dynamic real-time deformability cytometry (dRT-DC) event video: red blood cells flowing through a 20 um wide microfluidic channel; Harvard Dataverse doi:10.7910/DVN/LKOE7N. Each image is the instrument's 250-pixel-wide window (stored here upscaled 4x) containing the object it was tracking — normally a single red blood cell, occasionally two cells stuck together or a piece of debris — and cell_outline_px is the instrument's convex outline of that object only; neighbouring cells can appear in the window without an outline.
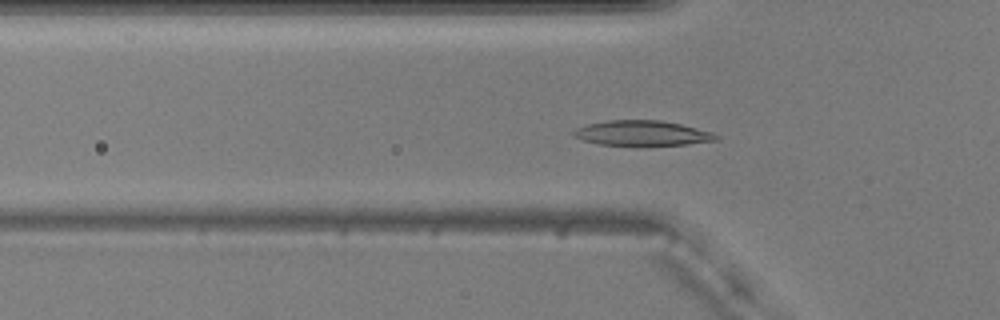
{"species": "common noctule bat (a hibernating species)", "species_latin": "Nyctalus noctula", "temperature_condition": "warm", "stored_images_in_passage": 46, "camera_frame_rate_fps": 3000, "um_per_image_px": 0.085, "animal": {"sex": "male", "body_mass_g": 20.5, "forearm_length_mm": 52.5}, "frame": {"image": 1, "passage_image": 9, "time_ms": 2.667, "image_size_px": [1000, 320], "cell_outline_px": [[720, 140], [688, 144], [600, 144], [584, 140], [572, 136], [572, 132], [576, 128], [588, 124], [608, 120], [660, 120], [680, 124], [712, 132], [720, 136]], "centroid_in_image_um": [54.6, 11.3], "position_along_channel_um": 71.2, "area_um2": 20.4}}
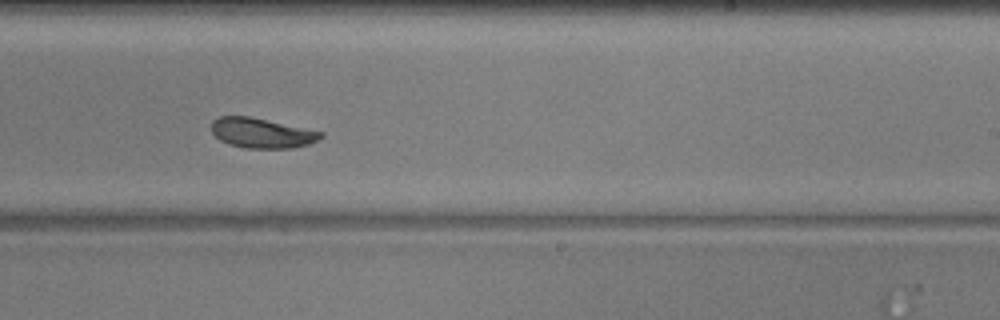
{"frame": {"image": 2, "passage_image": 25, "time_ms": 8.0, "image_size_px": [1000, 320], "cell_outline_px": [[324, 136], [308, 144], [292, 148], [248, 148], [228, 144], [220, 140], [212, 132], [212, 120], [220, 116], [248, 116], [324, 132]], "centroid_in_image_um": [22.24, 11.3], "position_along_channel_um": 266.8, "area_um2": 18.9}}
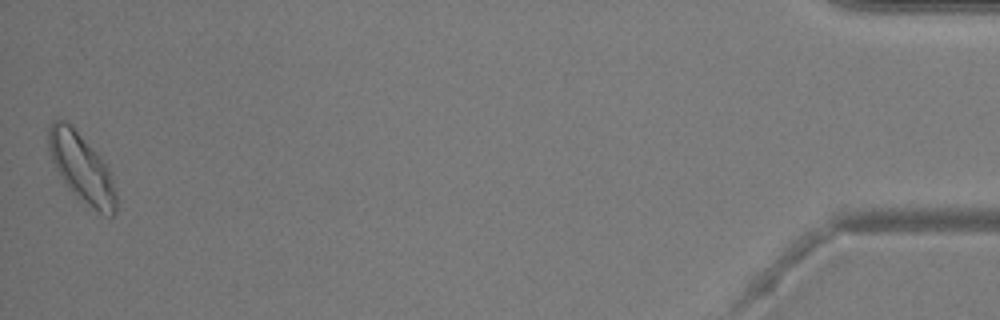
{"frame": {"image": 3, "passage_image": 46, "time_ms": 15.0, "image_size_px": [1000, 320], "cell_outline_px": [[116, 212], [112, 216], [104, 216], [72, 192], [68, 188], [56, 168], [52, 160], [48, 148], [48, 128], [52, 120], [64, 120], [100, 156], [108, 168], [112, 180], [116, 196]], "centroid_in_image_um": [6.93, 14.28], "position_along_channel_um": 428.3, "area_um2": 26.24}, "authors_computed_cell_mechanics": {"area_um2": 20.23, "velocity_mm_per_s": 3.6559, "shape_relaxation_time_tau1_ms": 2.1022, "shape_relaxation_time_tau2_ms": null, "deformation_change_tau1": 0.1263, "deformation_change_tau2": null}}